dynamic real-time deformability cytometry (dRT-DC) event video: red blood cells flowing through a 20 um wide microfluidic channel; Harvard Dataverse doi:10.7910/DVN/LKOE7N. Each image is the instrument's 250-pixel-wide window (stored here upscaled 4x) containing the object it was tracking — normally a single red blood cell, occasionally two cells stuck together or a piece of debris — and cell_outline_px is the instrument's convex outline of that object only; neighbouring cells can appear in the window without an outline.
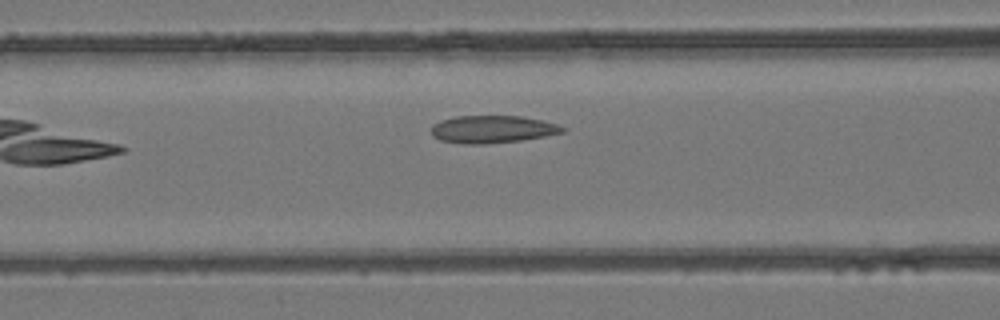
{"species": "common noctule bat (a hibernating species)", "species_latin": "Nyctalus noctula", "temperature_condition": "room temperature", "stored_images_in_passage": 7, "camera_frame_rate_fps": 3000, "um_per_image_px": 0.085, "animal": {"sex": "female", "body_mass_g": 24.6, "forearm_length_mm": 56.2}, "frame": {"image": 1, "passage_image": 7, "time_ms": 2.0, "image_size_px": [1000, 320], "cell_outline_px": [[564, 132], [544, 136], [520, 140], [484, 144], [464, 144], [440, 140], [432, 136], [432, 124], [440, 120], [456, 116], [524, 116], [544, 120], [556, 124], [564, 128]], "centroid_in_image_um": [41.82, 10.98], "position_along_channel_um": 124.8, "area_um2": 21.04}}